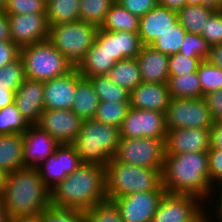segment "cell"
Wrapping results in <instances>:
<instances>
[{
  "label": "cell",
  "mask_w": 222,
  "mask_h": 222,
  "mask_svg": "<svg viewBox=\"0 0 222 222\" xmlns=\"http://www.w3.org/2000/svg\"><path fill=\"white\" fill-rule=\"evenodd\" d=\"M162 186L168 193L193 195L207 205L217 194L210 181L208 151L165 154Z\"/></svg>",
  "instance_id": "1"
},
{
  "label": "cell",
  "mask_w": 222,
  "mask_h": 222,
  "mask_svg": "<svg viewBox=\"0 0 222 222\" xmlns=\"http://www.w3.org/2000/svg\"><path fill=\"white\" fill-rule=\"evenodd\" d=\"M51 205L85 212L106 198V169L82 163L50 191Z\"/></svg>",
  "instance_id": "2"
},
{
  "label": "cell",
  "mask_w": 222,
  "mask_h": 222,
  "mask_svg": "<svg viewBox=\"0 0 222 222\" xmlns=\"http://www.w3.org/2000/svg\"><path fill=\"white\" fill-rule=\"evenodd\" d=\"M50 191L36 168L25 167L8 173L1 197L8 218L41 214L51 205Z\"/></svg>",
  "instance_id": "3"
},
{
  "label": "cell",
  "mask_w": 222,
  "mask_h": 222,
  "mask_svg": "<svg viewBox=\"0 0 222 222\" xmlns=\"http://www.w3.org/2000/svg\"><path fill=\"white\" fill-rule=\"evenodd\" d=\"M119 139L118 127L89 119L82 122L81 129L71 145L81 163L106 169L118 149Z\"/></svg>",
  "instance_id": "4"
},
{
  "label": "cell",
  "mask_w": 222,
  "mask_h": 222,
  "mask_svg": "<svg viewBox=\"0 0 222 222\" xmlns=\"http://www.w3.org/2000/svg\"><path fill=\"white\" fill-rule=\"evenodd\" d=\"M154 190H165L162 186V170L122 163L114 158L107 164V200Z\"/></svg>",
  "instance_id": "5"
},
{
  "label": "cell",
  "mask_w": 222,
  "mask_h": 222,
  "mask_svg": "<svg viewBox=\"0 0 222 222\" xmlns=\"http://www.w3.org/2000/svg\"><path fill=\"white\" fill-rule=\"evenodd\" d=\"M20 57L27 79L47 81L65 75L74 67L49 40L23 46Z\"/></svg>",
  "instance_id": "6"
},
{
  "label": "cell",
  "mask_w": 222,
  "mask_h": 222,
  "mask_svg": "<svg viewBox=\"0 0 222 222\" xmlns=\"http://www.w3.org/2000/svg\"><path fill=\"white\" fill-rule=\"evenodd\" d=\"M99 28L84 21L49 26L48 40L71 63L77 67L95 43Z\"/></svg>",
  "instance_id": "7"
},
{
  "label": "cell",
  "mask_w": 222,
  "mask_h": 222,
  "mask_svg": "<svg viewBox=\"0 0 222 222\" xmlns=\"http://www.w3.org/2000/svg\"><path fill=\"white\" fill-rule=\"evenodd\" d=\"M113 158L122 163L163 170L165 139L120 137Z\"/></svg>",
  "instance_id": "8"
},
{
  "label": "cell",
  "mask_w": 222,
  "mask_h": 222,
  "mask_svg": "<svg viewBox=\"0 0 222 222\" xmlns=\"http://www.w3.org/2000/svg\"><path fill=\"white\" fill-rule=\"evenodd\" d=\"M214 121L203 98H171L165 112L167 130L181 128H210Z\"/></svg>",
  "instance_id": "9"
},
{
  "label": "cell",
  "mask_w": 222,
  "mask_h": 222,
  "mask_svg": "<svg viewBox=\"0 0 222 222\" xmlns=\"http://www.w3.org/2000/svg\"><path fill=\"white\" fill-rule=\"evenodd\" d=\"M208 207L196 196L165 192L152 222H192Z\"/></svg>",
  "instance_id": "10"
},
{
  "label": "cell",
  "mask_w": 222,
  "mask_h": 222,
  "mask_svg": "<svg viewBox=\"0 0 222 222\" xmlns=\"http://www.w3.org/2000/svg\"><path fill=\"white\" fill-rule=\"evenodd\" d=\"M119 130L124 138L166 139L165 113L130 107Z\"/></svg>",
  "instance_id": "11"
},
{
  "label": "cell",
  "mask_w": 222,
  "mask_h": 222,
  "mask_svg": "<svg viewBox=\"0 0 222 222\" xmlns=\"http://www.w3.org/2000/svg\"><path fill=\"white\" fill-rule=\"evenodd\" d=\"M81 164L79 156L71 144H60L55 152L36 169L44 184L51 190Z\"/></svg>",
  "instance_id": "12"
},
{
  "label": "cell",
  "mask_w": 222,
  "mask_h": 222,
  "mask_svg": "<svg viewBox=\"0 0 222 222\" xmlns=\"http://www.w3.org/2000/svg\"><path fill=\"white\" fill-rule=\"evenodd\" d=\"M165 190H154L122 196L112 200L123 222H152Z\"/></svg>",
  "instance_id": "13"
},
{
  "label": "cell",
  "mask_w": 222,
  "mask_h": 222,
  "mask_svg": "<svg viewBox=\"0 0 222 222\" xmlns=\"http://www.w3.org/2000/svg\"><path fill=\"white\" fill-rule=\"evenodd\" d=\"M83 120L72 110H44L36 124L59 144H72Z\"/></svg>",
  "instance_id": "14"
},
{
  "label": "cell",
  "mask_w": 222,
  "mask_h": 222,
  "mask_svg": "<svg viewBox=\"0 0 222 222\" xmlns=\"http://www.w3.org/2000/svg\"><path fill=\"white\" fill-rule=\"evenodd\" d=\"M10 22L11 41L20 48L49 38L46 14L7 15Z\"/></svg>",
  "instance_id": "15"
},
{
  "label": "cell",
  "mask_w": 222,
  "mask_h": 222,
  "mask_svg": "<svg viewBox=\"0 0 222 222\" xmlns=\"http://www.w3.org/2000/svg\"><path fill=\"white\" fill-rule=\"evenodd\" d=\"M60 144L38 125H29L23 133L24 168H36L43 163Z\"/></svg>",
  "instance_id": "16"
},
{
  "label": "cell",
  "mask_w": 222,
  "mask_h": 222,
  "mask_svg": "<svg viewBox=\"0 0 222 222\" xmlns=\"http://www.w3.org/2000/svg\"><path fill=\"white\" fill-rule=\"evenodd\" d=\"M210 128H181L167 130L165 154L208 151Z\"/></svg>",
  "instance_id": "17"
},
{
  "label": "cell",
  "mask_w": 222,
  "mask_h": 222,
  "mask_svg": "<svg viewBox=\"0 0 222 222\" xmlns=\"http://www.w3.org/2000/svg\"><path fill=\"white\" fill-rule=\"evenodd\" d=\"M77 87V69L44 82L45 110L71 109Z\"/></svg>",
  "instance_id": "18"
},
{
  "label": "cell",
  "mask_w": 222,
  "mask_h": 222,
  "mask_svg": "<svg viewBox=\"0 0 222 222\" xmlns=\"http://www.w3.org/2000/svg\"><path fill=\"white\" fill-rule=\"evenodd\" d=\"M14 104L29 125L39 122L44 108V82L25 79L15 92Z\"/></svg>",
  "instance_id": "19"
},
{
  "label": "cell",
  "mask_w": 222,
  "mask_h": 222,
  "mask_svg": "<svg viewBox=\"0 0 222 222\" xmlns=\"http://www.w3.org/2000/svg\"><path fill=\"white\" fill-rule=\"evenodd\" d=\"M178 22L177 11L156 5L140 17L139 36L143 46L152 45L163 33Z\"/></svg>",
  "instance_id": "20"
},
{
  "label": "cell",
  "mask_w": 222,
  "mask_h": 222,
  "mask_svg": "<svg viewBox=\"0 0 222 222\" xmlns=\"http://www.w3.org/2000/svg\"><path fill=\"white\" fill-rule=\"evenodd\" d=\"M171 96L167 84L143 83L130 91L131 108L165 113Z\"/></svg>",
  "instance_id": "21"
},
{
  "label": "cell",
  "mask_w": 222,
  "mask_h": 222,
  "mask_svg": "<svg viewBox=\"0 0 222 222\" xmlns=\"http://www.w3.org/2000/svg\"><path fill=\"white\" fill-rule=\"evenodd\" d=\"M136 60L143 83L167 84L169 55L161 53L151 45H145L141 48Z\"/></svg>",
  "instance_id": "22"
},
{
  "label": "cell",
  "mask_w": 222,
  "mask_h": 222,
  "mask_svg": "<svg viewBox=\"0 0 222 222\" xmlns=\"http://www.w3.org/2000/svg\"><path fill=\"white\" fill-rule=\"evenodd\" d=\"M99 98L88 78H83L77 70V87L72 110L84 121L93 119L99 105Z\"/></svg>",
  "instance_id": "23"
},
{
  "label": "cell",
  "mask_w": 222,
  "mask_h": 222,
  "mask_svg": "<svg viewBox=\"0 0 222 222\" xmlns=\"http://www.w3.org/2000/svg\"><path fill=\"white\" fill-rule=\"evenodd\" d=\"M23 168V134L0 135V169L10 173Z\"/></svg>",
  "instance_id": "24"
},
{
  "label": "cell",
  "mask_w": 222,
  "mask_h": 222,
  "mask_svg": "<svg viewBox=\"0 0 222 222\" xmlns=\"http://www.w3.org/2000/svg\"><path fill=\"white\" fill-rule=\"evenodd\" d=\"M117 62L96 42L76 67L83 78L107 75Z\"/></svg>",
  "instance_id": "25"
},
{
  "label": "cell",
  "mask_w": 222,
  "mask_h": 222,
  "mask_svg": "<svg viewBox=\"0 0 222 222\" xmlns=\"http://www.w3.org/2000/svg\"><path fill=\"white\" fill-rule=\"evenodd\" d=\"M80 0H47L46 19L49 26L80 20Z\"/></svg>",
  "instance_id": "26"
},
{
  "label": "cell",
  "mask_w": 222,
  "mask_h": 222,
  "mask_svg": "<svg viewBox=\"0 0 222 222\" xmlns=\"http://www.w3.org/2000/svg\"><path fill=\"white\" fill-rule=\"evenodd\" d=\"M216 10L206 5H185L178 13V21L187 33L200 35L205 23Z\"/></svg>",
  "instance_id": "27"
},
{
  "label": "cell",
  "mask_w": 222,
  "mask_h": 222,
  "mask_svg": "<svg viewBox=\"0 0 222 222\" xmlns=\"http://www.w3.org/2000/svg\"><path fill=\"white\" fill-rule=\"evenodd\" d=\"M167 86L171 98L200 99L204 95L197 71L182 76H169Z\"/></svg>",
  "instance_id": "28"
},
{
  "label": "cell",
  "mask_w": 222,
  "mask_h": 222,
  "mask_svg": "<svg viewBox=\"0 0 222 222\" xmlns=\"http://www.w3.org/2000/svg\"><path fill=\"white\" fill-rule=\"evenodd\" d=\"M107 76L112 82L126 88L129 92L142 82L136 58L119 60Z\"/></svg>",
  "instance_id": "29"
},
{
  "label": "cell",
  "mask_w": 222,
  "mask_h": 222,
  "mask_svg": "<svg viewBox=\"0 0 222 222\" xmlns=\"http://www.w3.org/2000/svg\"><path fill=\"white\" fill-rule=\"evenodd\" d=\"M140 18L133 15L118 2H114L105 18L102 29L106 31L139 32Z\"/></svg>",
  "instance_id": "30"
},
{
  "label": "cell",
  "mask_w": 222,
  "mask_h": 222,
  "mask_svg": "<svg viewBox=\"0 0 222 222\" xmlns=\"http://www.w3.org/2000/svg\"><path fill=\"white\" fill-rule=\"evenodd\" d=\"M88 79L92 83L100 102H129L130 92L112 82L107 75L92 76Z\"/></svg>",
  "instance_id": "31"
},
{
  "label": "cell",
  "mask_w": 222,
  "mask_h": 222,
  "mask_svg": "<svg viewBox=\"0 0 222 222\" xmlns=\"http://www.w3.org/2000/svg\"><path fill=\"white\" fill-rule=\"evenodd\" d=\"M115 0H80V21L101 28Z\"/></svg>",
  "instance_id": "32"
},
{
  "label": "cell",
  "mask_w": 222,
  "mask_h": 222,
  "mask_svg": "<svg viewBox=\"0 0 222 222\" xmlns=\"http://www.w3.org/2000/svg\"><path fill=\"white\" fill-rule=\"evenodd\" d=\"M129 102H99L94 120L120 128L128 110Z\"/></svg>",
  "instance_id": "33"
},
{
  "label": "cell",
  "mask_w": 222,
  "mask_h": 222,
  "mask_svg": "<svg viewBox=\"0 0 222 222\" xmlns=\"http://www.w3.org/2000/svg\"><path fill=\"white\" fill-rule=\"evenodd\" d=\"M28 127L29 124L14 103L0 109V135L23 134Z\"/></svg>",
  "instance_id": "34"
},
{
  "label": "cell",
  "mask_w": 222,
  "mask_h": 222,
  "mask_svg": "<svg viewBox=\"0 0 222 222\" xmlns=\"http://www.w3.org/2000/svg\"><path fill=\"white\" fill-rule=\"evenodd\" d=\"M185 34L186 30L178 21L171 29L163 33L151 46L166 55L179 53Z\"/></svg>",
  "instance_id": "35"
},
{
  "label": "cell",
  "mask_w": 222,
  "mask_h": 222,
  "mask_svg": "<svg viewBox=\"0 0 222 222\" xmlns=\"http://www.w3.org/2000/svg\"><path fill=\"white\" fill-rule=\"evenodd\" d=\"M197 74L204 95L222 89V69L211 64L208 60H203L200 63Z\"/></svg>",
  "instance_id": "36"
},
{
  "label": "cell",
  "mask_w": 222,
  "mask_h": 222,
  "mask_svg": "<svg viewBox=\"0 0 222 222\" xmlns=\"http://www.w3.org/2000/svg\"><path fill=\"white\" fill-rule=\"evenodd\" d=\"M25 79L24 63L21 57L0 68V86L4 89L15 93Z\"/></svg>",
  "instance_id": "37"
},
{
  "label": "cell",
  "mask_w": 222,
  "mask_h": 222,
  "mask_svg": "<svg viewBox=\"0 0 222 222\" xmlns=\"http://www.w3.org/2000/svg\"><path fill=\"white\" fill-rule=\"evenodd\" d=\"M210 47L201 35L186 32L179 53L190 58L207 60L210 54Z\"/></svg>",
  "instance_id": "38"
},
{
  "label": "cell",
  "mask_w": 222,
  "mask_h": 222,
  "mask_svg": "<svg viewBox=\"0 0 222 222\" xmlns=\"http://www.w3.org/2000/svg\"><path fill=\"white\" fill-rule=\"evenodd\" d=\"M84 214L86 222H123L118 208L109 200L96 204Z\"/></svg>",
  "instance_id": "39"
},
{
  "label": "cell",
  "mask_w": 222,
  "mask_h": 222,
  "mask_svg": "<svg viewBox=\"0 0 222 222\" xmlns=\"http://www.w3.org/2000/svg\"><path fill=\"white\" fill-rule=\"evenodd\" d=\"M3 10L7 15L46 14V1L8 0Z\"/></svg>",
  "instance_id": "40"
},
{
  "label": "cell",
  "mask_w": 222,
  "mask_h": 222,
  "mask_svg": "<svg viewBox=\"0 0 222 222\" xmlns=\"http://www.w3.org/2000/svg\"><path fill=\"white\" fill-rule=\"evenodd\" d=\"M119 60L136 58L143 47L138 33L117 31Z\"/></svg>",
  "instance_id": "41"
},
{
  "label": "cell",
  "mask_w": 222,
  "mask_h": 222,
  "mask_svg": "<svg viewBox=\"0 0 222 222\" xmlns=\"http://www.w3.org/2000/svg\"><path fill=\"white\" fill-rule=\"evenodd\" d=\"M43 222H86L84 212L49 205L43 212Z\"/></svg>",
  "instance_id": "42"
},
{
  "label": "cell",
  "mask_w": 222,
  "mask_h": 222,
  "mask_svg": "<svg viewBox=\"0 0 222 222\" xmlns=\"http://www.w3.org/2000/svg\"><path fill=\"white\" fill-rule=\"evenodd\" d=\"M202 61L200 58H190L181 53L169 55V76L196 72Z\"/></svg>",
  "instance_id": "43"
},
{
  "label": "cell",
  "mask_w": 222,
  "mask_h": 222,
  "mask_svg": "<svg viewBox=\"0 0 222 222\" xmlns=\"http://www.w3.org/2000/svg\"><path fill=\"white\" fill-rule=\"evenodd\" d=\"M210 46L222 43V10H216L200 34Z\"/></svg>",
  "instance_id": "44"
},
{
  "label": "cell",
  "mask_w": 222,
  "mask_h": 222,
  "mask_svg": "<svg viewBox=\"0 0 222 222\" xmlns=\"http://www.w3.org/2000/svg\"><path fill=\"white\" fill-rule=\"evenodd\" d=\"M95 42L104 49L112 59L119 61V45L117 31H106L99 28Z\"/></svg>",
  "instance_id": "45"
},
{
  "label": "cell",
  "mask_w": 222,
  "mask_h": 222,
  "mask_svg": "<svg viewBox=\"0 0 222 222\" xmlns=\"http://www.w3.org/2000/svg\"><path fill=\"white\" fill-rule=\"evenodd\" d=\"M208 155L211 185L218 191L222 188V150L209 149Z\"/></svg>",
  "instance_id": "46"
},
{
  "label": "cell",
  "mask_w": 222,
  "mask_h": 222,
  "mask_svg": "<svg viewBox=\"0 0 222 222\" xmlns=\"http://www.w3.org/2000/svg\"><path fill=\"white\" fill-rule=\"evenodd\" d=\"M130 13L139 18L147 14L157 4L158 0H115Z\"/></svg>",
  "instance_id": "47"
},
{
  "label": "cell",
  "mask_w": 222,
  "mask_h": 222,
  "mask_svg": "<svg viewBox=\"0 0 222 222\" xmlns=\"http://www.w3.org/2000/svg\"><path fill=\"white\" fill-rule=\"evenodd\" d=\"M203 100L214 122L222 121V89L203 95Z\"/></svg>",
  "instance_id": "48"
},
{
  "label": "cell",
  "mask_w": 222,
  "mask_h": 222,
  "mask_svg": "<svg viewBox=\"0 0 222 222\" xmlns=\"http://www.w3.org/2000/svg\"><path fill=\"white\" fill-rule=\"evenodd\" d=\"M20 47L12 41H0V68L20 57Z\"/></svg>",
  "instance_id": "49"
},
{
  "label": "cell",
  "mask_w": 222,
  "mask_h": 222,
  "mask_svg": "<svg viewBox=\"0 0 222 222\" xmlns=\"http://www.w3.org/2000/svg\"><path fill=\"white\" fill-rule=\"evenodd\" d=\"M210 149L222 150V121H216L210 127Z\"/></svg>",
  "instance_id": "50"
},
{
  "label": "cell",
  "mask_w": 222,
  "mask_h": 222,
  "mask_svg": "<svg viewBox=\"0 0 222 222\" xmlns=\"http://www.w3.org/2000/svg\"><path fill=\"white\" fill-rule=\"evenodd\" d=\"M0 41H11L10 22L3 8H0Z\"/></svg>",
  "instance_id": "51"
},
{
  "label": "cell",
  "mask_w": 222,
  "mask_h": 222,
  "mask_svg": "<svg viewBox=\"0 0 222 222\" xmlns=\"http://www.w3.org/2000/svg\"><path fill=\"white\" fill-rule=\"evenodd\" d=\"M207 60L222 69V43L210 47V54Z\"/></svg>",
  "instance_id": "52"
},
{
  "label": "cell",
  "mask_w": 222,
  "mask_h": 222,
  "mask_svg": "<svg viewBox=\"0 0 222 222\" xmlns=\"http://www.w3.org/2000/svg\"><path fill=\"white\" fill-rule=\"evenodd\" d=\"M15 93L0 86V109L14 103Z\"/></svg>",
  "instance_id": "53"
},
{
  "label": "cell",
  "mask_w": 222,
  "mask_h": 222,
  "mask_svg": "<svg viewBox=\"0 0 222 222\" xmlns=\"http://www.w3.org/2000/svg\"><path fill=\"white\" fill-rule=\"evenodd\" d=\"M186 5H206L215 10H222V0H185Z\"/></svg>",
  "instance_id": "54"
},
{
  "label": "cell",
  "mask_w": 222,
  "mask_h": 222,
  "mask_svg": "<svg viewBox=\"0 0 222 222\" xmlns=\"http://www.w3.org/2000/svg\"><path fill=\"white\" fill-rule=\"evenodd\" d=\"M158 5L178 12L186 5V2L185 0H158Z\"/></svg>",
  "instance_id": "55"
},
{
  "label": "cell",
  "mask_w": 222,
  "mask_h": 222,
  "mask_svg": "<svg viewBox=\"0 0 222 222\" xmlns=\"http://www.w3.org/2000/svg\"><path fill=\"white\" fill-rule=\"evenodd\" d=\"M217 193H219L218 195H216V203H213L211 206L213 207L214 206V204H216L215 205V208L213 209L214 211H215V214H214V216H216L215 218H217L216 220H217V222H222V188L220 189V190H218V192ZM218 196V197H217ZM218 198V199H217ZM218 202V203H217Z\"/></svg>",
  "instance_id": "56"
},
{
  "label": "cell",
  "mask_w": 222,
  "mask_h": 222,
  "mask_svg": "<svg viewBox=\"0 0 222 222\" xmlns=\"http://www.w3.org/2000/svg\"><path fill=\"white\" fill-rule=\"evenodd\" d=\"M9 222H43V214L31 216H19L9 219Z\"/></svg>",
  "instance_id": "57"
},
{
  "label": "cell",
  "mask_w": 222,
  "mask_h": 222,
  "mask_svg": "<svg viewBox=\"0 0 222 222\" xmlns=\"http://www.w3.org/2000/svg\"><path fill=\"white\" fill-rule=\"evenodd\" d=\"M205 208L192 222H210L212 220V218H209L211 216L210 215V211ZM208 214V215H207Z\"/></svg>",
  "instance_id": "58"
},
{
  "label": "cell",
  "mask_w": 222,
  "mask_h": 222,
  "mask_svg": "<svg viewBox=\"0 0 222 222\" xmlns=\"http://www.w3.org/2000/svg\"><path fill=\"white\" fill-rule=\"evenodd\" d=\"M7 175H8L7 172L0 169V198L2 197L4 190H5Z\"/></svg>",
  "instance_id": "59"
},
{
  "label": "cell",
  "mask_w": 222,
  "mask_h": 222,
  "mask_svg": "<svg viewBox=\"0 0 222 222\" xmlns=\"http://www.w3.org/2000/svg\"><path fill=\"white\" fill-rule=\"evenodd\" d=\"M0 222H9L2 198H0Z\"/></svg>",
  "instance_id": "60"
},
{
  "label": "cell",
  "mask_w": 222,
  "mask_h": 222,
  "mask_svg": "<svg viewBox=\"0 0 222 222\" xmlns=\"http://www.w3.org/2000/svg\"><path fill=\"white\" fill-rule=\"evenodd\" d=\"M7 2L8 0H0V8H3Z\"/></svg>",
  "instance_id": "61"
}]
</instances>
